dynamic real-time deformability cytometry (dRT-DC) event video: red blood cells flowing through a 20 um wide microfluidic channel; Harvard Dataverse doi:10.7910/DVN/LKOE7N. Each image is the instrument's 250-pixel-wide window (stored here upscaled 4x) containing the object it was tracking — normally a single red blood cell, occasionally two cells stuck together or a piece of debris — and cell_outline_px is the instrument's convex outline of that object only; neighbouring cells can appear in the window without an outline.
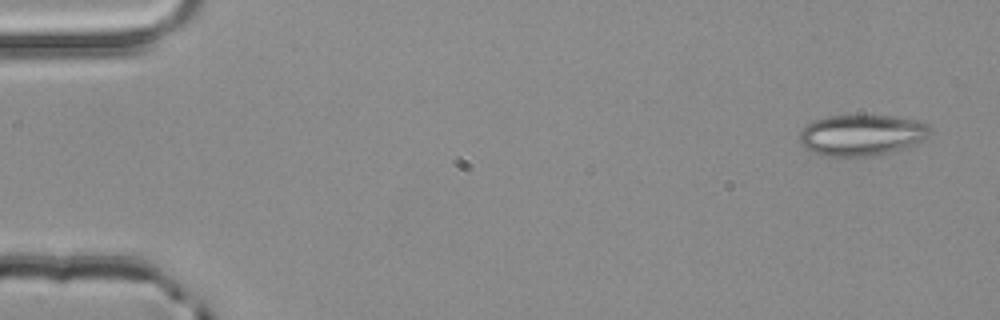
{"species": "common noctule bat (a hibernating species)", "species_latin": "Nyctalus noctula", "temperature_condition": "room temperature", "stored_images_in_passage": 5, "camera_frame_rate_fps": 3000, "um_per_image_px": 0.085, "animal": {"sex": "male", "body_mass_g": 20.4}, "frame": {"image": 1, "passage_image": 5, "time_ms": 1.333, "image_size_px": [1000, 320], "cell_outline_px": [[932, 128], [928, 136], [920, 144], [908, 148], [888, 152], [864, 156], [824, 156], [812, 152], [804, 148], [800, 144], [800, 132], [812, 120], [828, 116], [892, 116], [916, 120], [928, 124]], "centroid_in_image_um": [73.27, 11.49], "position_along_channel_um": 11.7, "area_um2": 31.39}}